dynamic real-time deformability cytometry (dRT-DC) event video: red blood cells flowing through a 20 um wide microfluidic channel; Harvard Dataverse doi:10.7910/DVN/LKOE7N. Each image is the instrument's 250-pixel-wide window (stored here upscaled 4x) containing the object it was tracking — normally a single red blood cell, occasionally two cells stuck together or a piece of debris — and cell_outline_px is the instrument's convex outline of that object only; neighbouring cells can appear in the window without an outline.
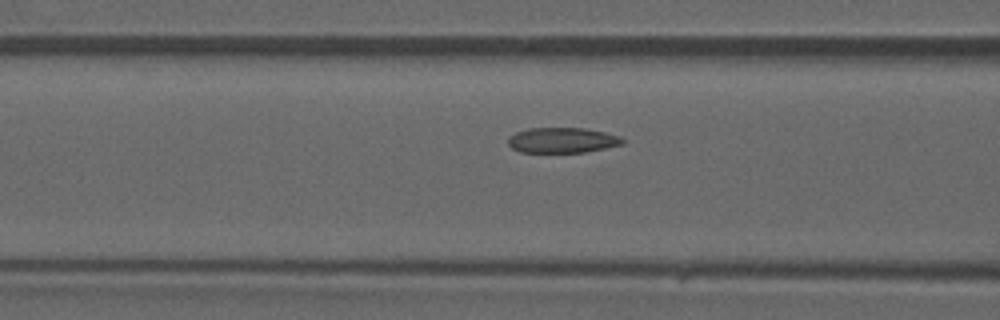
{"species": "common noctule bat (a hibernating species)", "species_latin": "Nyctalus noctula", "temperature_condition": "warm", "stored_images_in_passage": 25, "camera_frame_rate_fps": 3000, "um_per_image_px": 0.085, "animal": {"sex": "male", "forearm_length_mm": 52.5}, "frame": {"image": 1, "passage_image": 4, "time_ms": 1.0, "image_size_px": [1000, 320], "cell_outline_px": [[624, 144], [584, 152], [520, 152], [512, 148], [508, 144], [508, 136], [516, 132], [528, 128], [584, 128], [604, 132], [620, 136], [624, 140]], "centroid_in_image_um": [47.77, 11.91], "position_along_channel_um": 118.8, "area_um2": 16.88}}
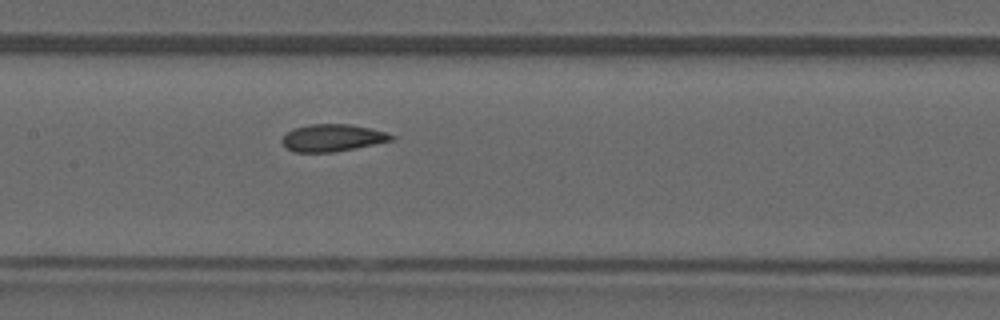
{"frame": {"image": 2, "passage_image": 8, "time_ms": 2.333, "image_size_px": [1000, 320], "cell_outline_px": [[396, 136], [392, 140], [332, 152], [292, 152], [280, 140], [292, 128], [308, 124], [352, 124], [388, 132]], "centroid_in_image_um": [28.24, 11.7], "position_along_channel_um": 179.2, "area_um2": 17.22}}